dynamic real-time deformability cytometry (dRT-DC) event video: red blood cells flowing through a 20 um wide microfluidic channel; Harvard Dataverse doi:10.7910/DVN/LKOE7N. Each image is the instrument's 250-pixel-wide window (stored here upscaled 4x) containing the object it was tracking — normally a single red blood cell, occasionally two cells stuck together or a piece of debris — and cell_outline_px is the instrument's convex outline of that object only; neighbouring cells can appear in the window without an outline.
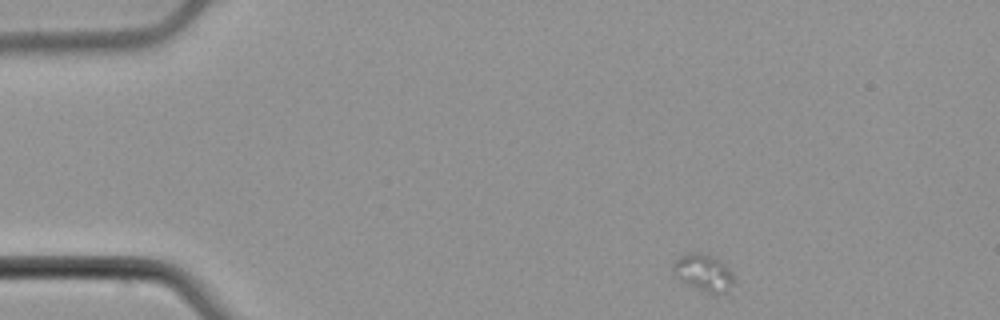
{"species": "common noctule bat (a hibernating species)", "species_latin": "Nyctalus noctula", "temperature_condition": "cold", "stored_images_in_passage": 4, "camera_frame_rate_fps": 3000, "um_per_image_px": 0.085, "animal": {"sex": "male", "body_mass_g": 21.5, "forearm_length_mm": 52.0}, "frame": {"image": 1, "passage_image": 1, "time_ms": 0.0, "image_size_px": [1000, 320], "cell_outline_px": [[736, 284], [732, 296], [712, 296], [680, 280], [672, 272], [672, 264], [676, 256], [692, 252], [700, 252], [712, 256], [720, 260], [732, 272], [736, 280]], "centroid_in_image_um": [59.9, 23.27], "position_along_channel_um": 25.1, "area_um2": 14.28}}